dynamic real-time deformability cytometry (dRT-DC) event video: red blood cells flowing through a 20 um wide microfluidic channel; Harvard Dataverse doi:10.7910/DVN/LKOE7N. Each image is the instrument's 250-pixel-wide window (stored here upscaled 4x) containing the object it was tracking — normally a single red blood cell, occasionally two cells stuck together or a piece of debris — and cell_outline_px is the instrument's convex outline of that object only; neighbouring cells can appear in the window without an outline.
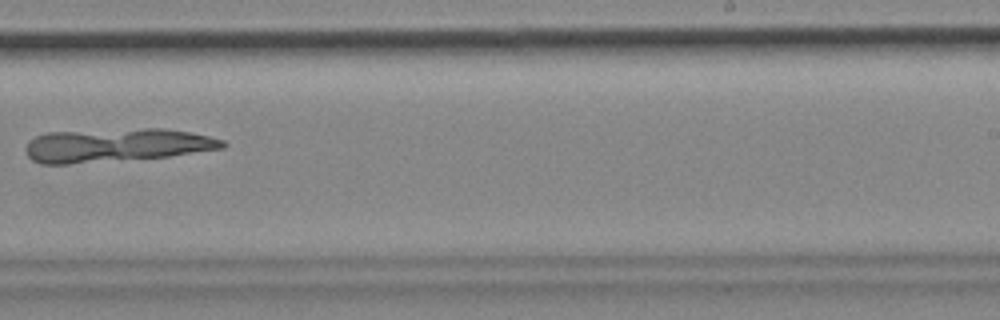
{"species": "common noctule bat (a hibernating species)", "species_latin": "Nyctalus noctula", "temperature_condition": "cold", "stored_images_in_passage": 9, "camera_frame_rate_fps": 3000, "um_per_image_px": 0.085, "animal": {"sex": "female", "body_mass_g": 18.4}, "frame": {"image": 1, "passage_image": 9, "time_ms": 2.667, "image_size_px": [1000, 320], "cell_outline_px": [[228, 144], [224, 148], [168, 156], [68, 164], [40, 164], [32, 160], [28, 156], [24, 148], [28, 140], [44, 132], [144, 128], [160, 128], [192, 132], [224, 140]], "centroid_in_image_um": [9.85, 12.33], "position_along_channel_um": 279.2, "area_um2": 38.61}}